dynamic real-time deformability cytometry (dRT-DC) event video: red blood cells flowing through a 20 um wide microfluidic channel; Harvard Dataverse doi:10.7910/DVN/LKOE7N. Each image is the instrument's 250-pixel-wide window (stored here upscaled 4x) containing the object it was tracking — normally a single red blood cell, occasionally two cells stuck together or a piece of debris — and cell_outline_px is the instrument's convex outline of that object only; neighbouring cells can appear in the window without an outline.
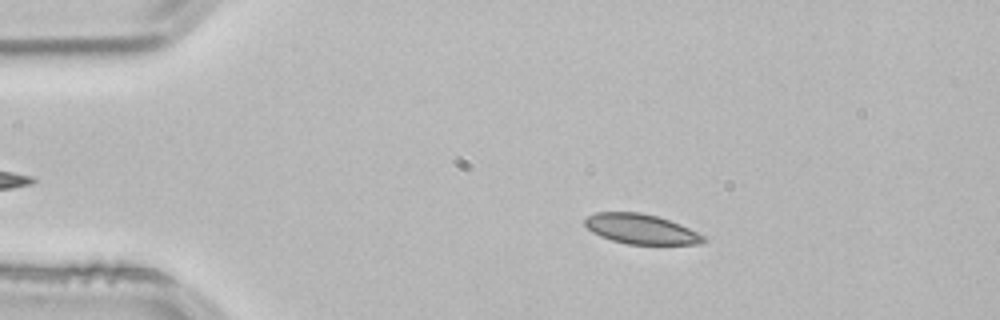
{"species": "common noctule bat (a hibernating species)", "species_latin": "Nyctalus noctula", "temperature_condition": "room temperature", "stored_images_in_passage": 45, "camera_frame_rate_fps": 3000, "um_per_image_px": 0.085, "animal": {"sex": "male", "body_mass_g": 21.5, "forearm_length_mm": 52.0}, "frame": {"image": 1, "passage_image": 9, "time_ms": 2.667, "image_size_px": [1000, 320], "cell_outline_px": [[708, 240], [700, 244], [628, 244], [612, 240], [600, 236], [592, 232], [584, 224], [584, 220], [588, 216], [596, 212], [640, 212], [656, 216], [680, 224], [704, 236]], "centroid_in_image_um": [54.47, 19.47], "position_along_channel_um": 30.5, "area_um2": 20.52}}
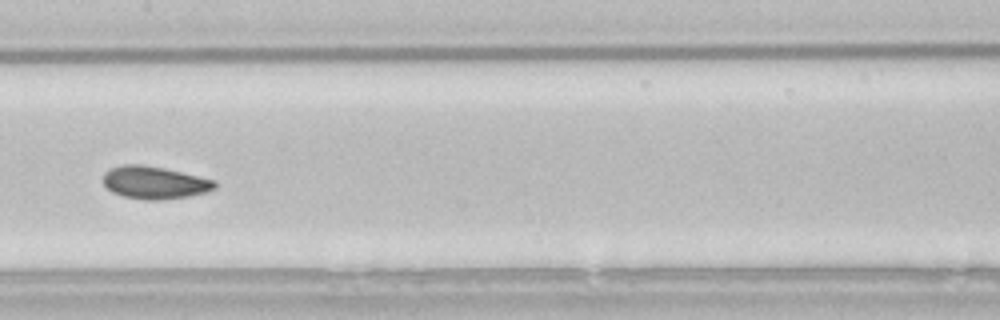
{"frame": {"image": 2, "passage_image": 26, "time_ms": 8.333, "image_size_px": [1000, 320], "cell_outline_px": [[216, 188], [204, 192], [188, 196], [160, 200], [144, 200], [124, 196], [112, 192], [104, 184], [104, 172], [108, 168], [120, 164], [140, 164], [164, 168], [216, 180]], "centroid_in_image_um": [13.11, 15.51], "position_along_channel_um": 194.3, "area_um2": 21.21}}
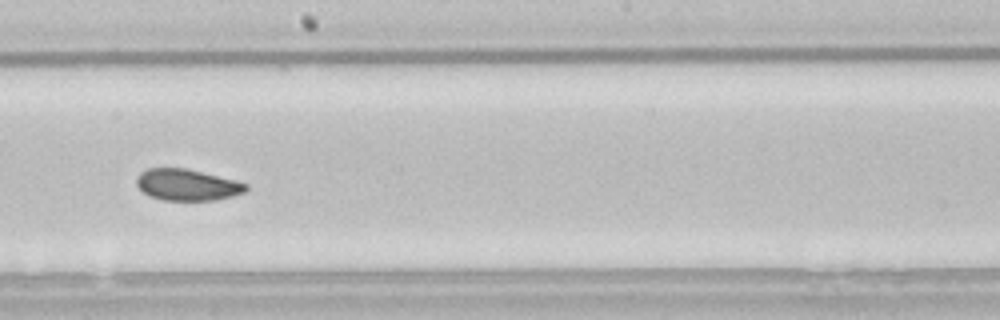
{"frame": {"image": 3, "passage_image": 29, "time_ms": 9.333, "image_size_px": [1000, 320], "cell_outline_px": [[248, 188], [244, 192], [232, 196], [216, 200], [164, 200], [152, 196], [144, 192], [136, 184], [136, 176], [140, 172], [148, 168], [184, 168], [236, 180], [248, 184]], "centroid_in_image_um": [15.91, 15.7], "position_along_channel_um": 232.3, "area_um2": 19.88}, "authors_computed_cell_mechanics": {"area_um2": 20.8658, "velocity_mm_per_s": 3.8094, "shape_relaxation_time_tau1_ms": 2.717, "shape_relaxation_time_tau2_ms": 5.1452, "deformation_change_tau1": 0.0901, "deformation_change_tau2": 0.0777}}